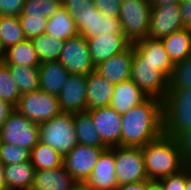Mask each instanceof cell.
Instances as JSON below:
<instances>
[{
    "label": "cell",
    "instance_id": "21",
    "mask_svg": "<svg viewBox=\"0 0 191 190\" xmlns=\"http://www.w3.org/2000/svg\"><path fill=\"white\" fill-rule=\"evenodd\" d=\"M39 71V90L58 96L70 73L58 61H46L40 63Z\"/></svg>",
    "mask_w": 191,
    "mask_h": 190
},
{
    "label": "cell",
    "instance_id": "49",
    "mask_svg": "<svg viewBox=\"0 0 191 190\" xmlns=\"http://www.w3.org/2000/svg\"><path fill=\"white\" fill-rule=\"evenodd\" d=\"M71 190H92L85 182H77Z\"/></svg>",
    "mask_w": 191,
    "mask_h": 190
},
{
    "label": "cell",
    "instance_id": "27",
    "mask_svg": "<svg viewBox=\"0 0 191 190\" xmlns=\"http://www.w3.org/2000/svg\"><path fill=\"white\" fill-rule=\"evenodd\" d=\"M5 65L38 67L40 60L31 39H26L6 49Z\"/></svg>",
    "mask_w": 191,
    "mask_h": 190
},
{
    "label": "cell",
    "instance_id": "32",
    "mask_svg": "<svg viewBox=\"0 0 191 190\" xmlns=\"http://www.w3.org/2000/svg\"><path fill=\"white\" fill-rule=\"evenodd\" d=\"M26 39L19 17L0 16V42L5 49Z\"/></svg>",
    "mask_w": 191,
    "mask_h": 190
},
{
    "label": "cell",
    "instance_id": "15",
    "mask_svg": "<svg viewBox=\"0 0 191 190\" xmlns=\"http://www.w3.org/2000/svg\"><path fill=\"white\" fill-rule=\"evenodd\" d=\"M87 75L70 74L58 97L60 112L87 111Z\"/></svg>",
    "mask_w": 191,
    "mask_h": 190
},
{
    "label": "cell",
    "instance_id": "10",
    "mask_svg": "<svg viewBox=\"0 0 191 190\" xmlns=\"http://www.w3.org/2000/svg\"><path fill=\"white\" fill-rule=\"evenodd\" d=\"M58 61L70 74L88 75L95 70L88 41L80 34L65 40Z\"/></svg>",
    "mask_w": 191,
    "mask_h": 190
},
{
    "label": "cell",
    "instance_id": "23",
    "mask_svg": "<svg viewBox=\"0 0 191 190\" xmlns=\"http://www.w3.org/2000/svg\"><path fill=\"white\" fill-rule=\"evenodd\" d=\"M147 98L145 93L129 79L115 85L110 106L122 115Z\"/></svg>",
    "mask_w": 191,
    "mask_h": 190
},
{
    "label": "cell",
    "instance_id": "36",
    "mask_svg": "<svg viewBox=\"0 0 191 190\" xmlns=\"http://www.w3.org/2000/svg\"><path fill=\"white\" fill-rule=\"evenodd\" d=\"M29 160V150L8 143H0V163L3 166L26 162Z\"/></svg>",
    "mask_w": 191,
    "mask_h": 190
},
{
    "label": "cell",
    "instance_id": "40",
    "mask_svg": "<svg viewBox=\"0 0 191 190\" xmlns=\"http://www.w3.org/2000/svg\"><path fill=\"white\" fill-rule=\"evenodd\" d=\"M185 166L191 167V128L180 133L176 138Z\"/></svg>",
    "mask_w": 191,
    "mask_h": 190
},
{
    "label": "cell",
    "instance_id": "13",
    "mask_svg": "<svg viewBox=\"0 0 191 190\" xmlns=\"http://www.w3.org/2000/svg\"><path fill=\"white\" fill-rule=\"evenodd\" d=\"M184 28L181 22L180 4H163L152 7L148 37L161 40Z\"/></svg>",
    "mask_w": 191,
    "mask_h": 190
},
{
    "label": "cell",
    "instance_id": "46",
    "mask_svg": "<svg viewBox=\"0 0 191 190\" xmlns=\"http://www.w3.org/2000/svg\"><path fill=\"white\" fill-rule=\"evenodd\" d=\"M152 7L163 4H180L182 0H148Z\"/></svg>",
    "mask_w": 191,
    "mask_h": 190
},
{
    "label": "cell",
    "instance_id": "44",
    "mask_svg": "<svg viewBox=\"0 0 191 190\" xmlns=\"http://www.w3.org/2000/svg\"><path fill=\"white\" fill-rule=\"evenodd\" d=\"M14 109L15 107L9 102L0 100V128L3 126L8 116Z\"/></svg>",
    "mask_w": 191,
    "mask_h": 190
},
{
    "label": "cell",
    "instance_id": "6",
    "mask_svg": "<svg viewBox=\"0 0 191 190\" xmlns=\"http://www.w3.org/2000/svg\"><path fill=\"white\" fill-rule=\"evenodd\" d=\"M0 141L31 151L40 141L39 125L14 109L0 128Z\"/></svg>",
    "mask_w": 191,
    "mask_h": 190
},
{
    "label": "cell",
    "instance_id": "24",
    "mask_svg": "<svg viewBox=\"0 0 191 190\" xmlns=\"http://www.w3.org/2000/svg\"><path fill=\"white\" fill-rule=\"evenodd\" d=\"M6 190H30L36 169L29 161L3 166Z\"/></svg>",
    "mask_w": 191,
    "mask_h": 190
},
{
    "label": "cell",
    "instance_id": "30",
    "mask_svg": "<svg viewBox=\"0 0 191 190\" xmlns=\"http://www.w3.org/2000/svg\"><path fill=\"white\" fill-rule=\"evenodd\" d=\"M15 81L19 93H29L39 90V71L38 67H27L19 65H6Z\"/></svg>",
    "mask_w": 191,
    "mask_h": 190
},
{
    "label": "cell",
    "instance_id": "3",
    "mask_svg": "<svg viewBox=\"0 0 191 190\" xmlns=\"http://www.w3.org/2000/svg\"><path fill=\"white\" fill-rule=\"evenodd\" d=\"M163 102V134L176 138L191 128V88L169 89Z\"/></svg>",
    "mask_w": 191,
    "mask_h": 190
},
{
    "label": "cell",
    "instance_id": "5",
    "mask_svg": "<svg viewBox=\"0 0 191 190\" xmlns=\"http://www.w3.org/2000/svg\"><path fill=\"white\" fill-rule=\"evenodd\" d=\"M151 12L148 0H122L119 20L125 38L131 44L148 37Z\"/></svg>",
    "mask_w": 191,
    "mask_h": 190
},
{
    "label": "cell",
    "instance_id": "42",
    "mask_svg": "<svg viewBox=\"0 0 191 190\" xmlns=\"http://www.w3.org/2000/svg\"><path fill=\"white\" fill-rule=\"evenodd\" d=\"M24 4L25 0H0V16L19 17Z\"/></svg>",
    "mask_w": 191,
    "mask_h": 190
},
{
    "label": "cell",
    "instance_id": "7",
    "mask_svg": "<svg viewBox=\"0 0 191 190\" xmlns=\"http://www.w3.org/2000/svg\"><path fill=\"white\" fill-rule=\"evenodd\" d=\"M130 79L147 97L164 100L169 90V78L159 70V65L143 62L135 53Z\"/></svg>",
    "mask_w": 191,
    "mask_h": 190
},
{
    "label": "cell",
    "instance_id": "19",
    "mask_svg": "<svg viewBox=\"0 0 191 190\" xmlns=\"http://www.w3.org/2000/svg\"><path fill=\"white\" fill-rule=\"evenodd\" d=\"M133 48L134 53L143 62L159 65V70L170 78L174 64L169 58L161 40L146 37L134 43Z\"/></svg>",
    "mask_w": 191,
    "mask_h": 190
},
{
    "label": "cell",
    "instance_id": "25",
    "mask_svg": "<svg viewBox=\"0 0 191 190\" xmlns=\"http://www.w3.org/2000/svg\"><path fill=\"white\" fill-rule=\"evenodd\" d=\"M161 41L173 64L191 56V29L182 28Z\"/></svg>",
    "mask_w": 191,
    "mask_h": 190
},
{
    "label": "cell",
    "instance_id": "28",
    "mask_svg": "<svg viewBox=\"0 0 191 190\" xmlns=\"http://www.w3.org/2000/svg\"><path fill=\"white\" fill-rule=\"evenodd\" d=\"M45 33L63 41L78 34L74 20L61 6L48 20Z\"/></svg>",
    "mask_w": 191,
    "mask_h": 190
},
{
    "label": "cell",
    "instance_id": "20",
    "mask_svg": "<svg viewBox=\"0 0 191 190\" xmlns=\"http://www.w3.org/2000/svg\"><path fill=\"white\" fill-rule=\"evenodd\" d=\"M114 87L95 70L87 75V111L111 105Z\"/></svg>",
    "mask_w": 191,
    "mask_h": 190
},
{
    "label": "cell",
    "instance_id": "34",
    "mask_svg": "<svg viewBox=\"0 0 191 190\" xmlns=\"http://www.w3.org/2000/svg\"><path fill=\"white\" fill-rule=\"evenodd\" d=\"M20 93L15 81L5 64L0 65V100L9 102L14 107L18 103Z\"/></svg>",
    "mask_w": 191,
    "mask_h": 190
},
{
    "label": "cell",
    "instance_id": "43",
    "mask_svg": "<svg viewBox=\"0 0 191 190\" xmlns=\"http://www.w3.org/2000/svg\"><path fill=\"white\" fill-rule=\"evenodd\" d=\"M181 22L184 28L191 29V0H182L180 3Z\"/></svg>",
    "mask_w": 191,
    "mask_h": 190
},
{
    "label": "cell",
    "instance_id": "11",
    "mask_svg": "<svg viewBox=\"0 0 191 190\" xmlns=\"http://www.w3.org/2000/svg\"><path fill=\"white\" fill-rule=\"evenodd\" d=\"M105 149L78 143L63 157V166L77 182H86Z\"/></svg>",
    "mask_w": 191,
    "mask_h": 190
},
{
    "label": "cell",
    "instance_id": "18",
    "mask_svg": "<svg viewBox=\"0 0 191 190\" xmlns=\"http://www.w3.org/2000/svg\"><path fill=\"white\" fill-rule=\"evenodd\" d=\"M134 57V48L131 44L125 51L112 56L95 66V71L106 78L113 85L129 80Z\"/></svg>",
    "mask_w": 191,
    "mask_h": 190
},
{
    "label": "cell",
    "instance_id": "9",
    "mask_svg": "<svg viewBox=\"0 0 191 190\" xmlns=\"http://www.w3.org/2000/svg\"><path fill=\"white\" fill-rule=\"evenodd\" d=\"M114 155L118 186L148 180L141 147H114Z\"/></svg>",
    "mask_w": 191,
    "mask_h": 190
},
{
    "label": "cell",
    "instance_id": "8",
    "mask_svg": "<svg viewBox=\"0 0 191 190\" xmlns=\"http://www.w3.org/2000/svg\"><path fill=\"white\" fill-rule=\"evenodd\" d=\"M15 109L38 125L60 113L58 97L41 90L21 94Z\"/></svg>",
    "mask_w": 191,
    "mask_h": 190
},
{
    "label": "cell",
    "instance_id": "29",
    "mask_svg": "<svg viewBox=\"0 0 191 190\" xmlns=\"http://www.w3.org/2000/svg\"><path fill=\"white\" fill-rule=\"evenodd\" d=\"M30 162L36 170H50L63 166V157L52 147L39 141L30 151Z\"/></svg>",
    "mask_w": 191,
    "mask_h": 190
},
{
    "label": "cell",
    "instance_id": "26",
    "mask_svg": "<svg viewBox=\"0 0 191 190\" xmlns=\"http://www.w3.org/2000/svg\"><path fill=\"white\" fill-rule=\"evenodd\" d=\"M73 116L74 128L79 144L96 148H107L94 127L91 114L88 111L74 113Z\"/></svg>",
    "mask_w": 191,
    "mask_h": 190
},
{
    "label": "cell",
    "instance_id": "2",
    "mask_svg": "<svg viewBox=\"0 0 191 190\" xmlns=\"http://www.w3.org/2000/svg\"><path fill=\"white\" fill-rule=\"evenodd\" d=\"M141 148L150 181H160L185 167L178 143L173 137L163 134Z\"/></svg>",
    "mask_w": 191,
    "mask_h": 190
},
{
    "label": "cell",
    "instance_id": "31",
    "mask_svg": "<svg viewBox=\"0 0 191 190\" xmlns=\"http://www.w3.org/2000/svg\"><path fill=\"white\" fill-rule=\"evenodd\" d=\"M31 41L40 63L58 60L65 42L46 33L32 38Z\"/></svg>",
    "mask_w": 191,
    "mask_h": 190
},
{
    "label": "cell",
    "instance_id": "4",
    "mask_svg": "<svg viewBox=\"0 0 191 190\" xmlns=\"http://www.w3.org/2000/svg\"><path fill=\"white\" fill-rule=\"evenodd\" d=\"M40 142L49 145L62 157L78 144L72 113L60 112L47 122L39 125Z\"/></svg>",
    "mask_w": 191,
    "mask_h": 190
},
{
    "label": "cell",
    "instance_id": "1",
    "mask_svg": "<svg viewBox=\"0 0 191 190\" xmlns=\"http://www.w3.org/2000/svg\"><path fill=\"white\" fill-rule=\"evenodd\" d=\"M120 147H143L163 135V102L148 97L121 115Z\"/></svg>",
    "mask_w": 191,
    "mask_h": 190
},
{
    "label": "cell",
    "instance_id": "33",
    "mask_svg": "<svg viewBox=\"0 0 191 190\" xmlns=\"http://www.w3.org/2000/svg\"><path fill=\"white\" fill-rule=\"evenodd\" d=\"M191 88V56L174 63L169 78V89Z\"/></svg>",
    "mask_w": 191,
    "mask_h": 190
},
{
    "label": "cell",
    "instance_id": "38",
    "mask_svg": "<svg viewBox=\"0 0 191 190\" xmlns=\"http://www.w3.org/2000/svg\"><path fill=\"white\" fill-rule=\"evenodd\" d=\"M187 181V166L181 169L178 173L171 174L160 180L164 186V190H186Z\"/></svg>",
    "mask_w": 191,
    "mask_h": 190
},
{
    "label": "cell",
    "instance_id": "12",
    "mask_svg": "<svg viewBox=\"0 0 191 190\" xmlns=\"http://www.w3.org/2000/svg\"><path fill=\"white\" fill-rule=\"evenodd\" d=\"M78 34L86 39L103 34H124L118 18L106 17L98 9L85 14H70Z\"/></svg>",
    "mask_w": 191,
    "mask_h": 190
},
{
    "label": "cell",
    "instance_id": "50",
    "mask_svg": "<svg viewBox=\"0 0 191 190\" xmlns=\"http://www.w3.org/2000/svg\"><path fill=\"white\" fill-rule=\"evenodd\" d=\"M186 190H191V167L187 166Z\"/></svg>",
    "mask_w": 191,
    "mask_h": 190
},
{
    "label": "cell",
    "instance_id": "39",
    "mask_svg": "<svg viewBox=\"0 0 191 190\" xmlns=\"http://www.w3.org/2000/svg\"><path fill=\"white\" fill-rule=\"evenodd\" d=\"M94 0H62V6L69 14H85L96 10Z\"/></svg>",
    "mask_w": 191,
    "mask_h": 190
},
{
    "label": "cell",
    "instance_id": "41",
    "mask_svg": "<svg viewBox=\"0 0 191 190\" xmlns=\"http://www.w3.org/2000/svg\"><path fill=\"white\" fill-rule=\"evenodd\" d=\"M93 2L96 9L104 16L119 19L122 0H94Z\"/></svg>",
    "mask_w": 191,
    "mask_h": 190
},
{
    "label": "cell",
    "instance_id": "22",
    "mask_svg": "<svg viewBox=\"0 0 191 190\" xmlns=\"http://www.w3.org/2000/svg\"><path fill=\"white\" fill-rule=\"evenodd\" d=\"M77 181L64 166L50 170H36L30 190H71Z\"/></svg>",
    "mask_w": 191,
    "mask_h": 190
},
{
    "label": "cell",
    "instance_id": "37",
    "mask_svg": "<svg viewBox=\"0 0 191 190\" xmlns=\"http://www.w3.org/2000/svg\"><path fill=\"white\" fill-rule=\"evenodd\" d=\"M22 29L27 39L45 33L49 18L42 15H19Z\"/></svg>",
    "mask_w": 191,
    "mask_h": 190
},
{
    "label": "cell",
    "instance_id": "45",
    "mask_svg": "<svg viewBox=\"0 0 191 190\" xmlns=\"http://www.w3.org/2000/svg\"><path fill=\"white\" fill-rule=\"evenodd\" d=\"M147 181H140L136 183H129V184H124L121 186H118L116 190H147Z\"/></svg>",
    "mask_w": 191,
    "mask_h": 190
},
{
    "label": "cell",
    "instance_id": "51",
    "mask_svg": "<svg viewBox=\"0 0 191 190\" xmlns=\"http://www.w3.org/2000/svg\"><path fill=\"white\" fill-rule=\"evenodd\" d=\"M5 53H6V49L3 47L2 43L0 42V65L4 64L5 62Z\"/></svg>",
    "mask_w": 191,
    "mask_h": 190
},
{
    "label": "cell",
    "instance_id": "14",
    "mask_svg": "<svg viewBox=\"0 0 191 190\" xmlns=\"http://www.w3.org/2000/svg\"><path fill=\"white\" fill-rule=\"evenodd\" d=\"M103 144L107 148L120 146L121 115L111 106L88 110Z\"/></svg>",
    "mask_w": 191,
    "mask_h": 190
},
{
    "label": "cell",
    "instance_id": "48",
    "mask_svg": "<svg viewBox=\"0 0 191 190\" xmlns=\"http://www.w3.org/2000/svg\"><path fill=\"white\" fill-rule=\"evenodd\" d=\"M0 190H6V182L4 179L3 165L0 163Z\"/></svg>",
    "mask_w": 191,
    "mask_h": 190
},
{
    "label": "cell",
    "instance_id": "35",
    "mask_svg": "<svg viewBox=\"0 0 191 190\" xmlns=\"http://www.w3.org/2000/svg\"><path fill=\"white\" fill-rule=\"evenodd\" d=\"M61 6L62 0H25L20 15H42L50 18Z\"/></svg>",
    "mask_w": 191,
    "mask_h": 190
},
{
    "label": "cell",
    "instance_id": "16",
    "mask_svg": "<svg viewBox=\"0 0 191 190\" xmlns=\"http://www.w3.org/2000/svg\"><path fill=\"white\" fill-rule=\"evenodd\" d=\"M115 169L114 147L106 148L101 153L91 175L85 183L92 190H116L118 184Z\"/></svg>",
    "mask_w": 191,
    "mask_h": 190
},
{
    "label": "cell",
    "instance_id": "17",
    "mask_svg": "<svg viewBox=\"0 0 191 190\" xmlns=\"http://www.w3.org/2000/svg\"><path fill=\"white\" fill-rule=\"evenodd\" d=\"M94 66L125 51L131 43L124 34H103L87 39Z\"/></svg>",
    "mask_w": 191,
    "mask_h": 190
},
{
    "label": "cell",
    "instance_id": "47",
    "mask_svg": "<svg viewBox=\"0 0 191 190\" xmlns=\"http://www.w3.org/2000/svg\"><path fill=\"white\" fill-rule=\"evenodd\" d=\"M147 190H164V186L160 181L148 180Z\"/></svg>",
    "mask_w": 191,
    "mask_h": 190
}]
</instances>
